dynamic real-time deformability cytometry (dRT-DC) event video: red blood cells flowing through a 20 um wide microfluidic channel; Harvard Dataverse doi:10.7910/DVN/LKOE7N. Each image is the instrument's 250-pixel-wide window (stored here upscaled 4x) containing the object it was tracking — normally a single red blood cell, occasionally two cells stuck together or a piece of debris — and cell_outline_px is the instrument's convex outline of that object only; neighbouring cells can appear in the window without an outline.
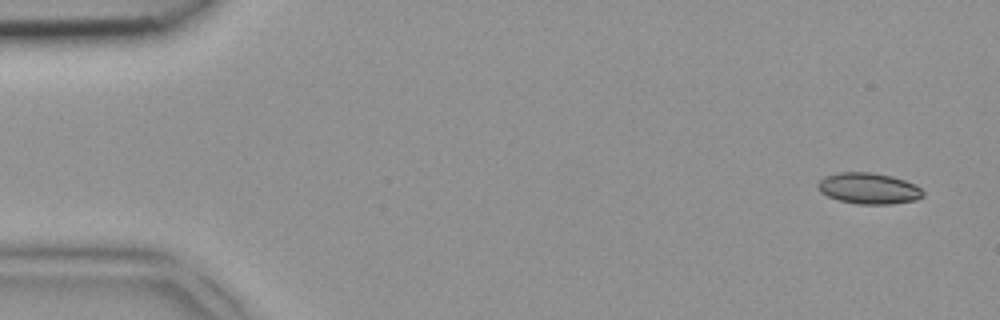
{"species": "common noctule bat (a hibernating species)", "species_latin": "Nyctalus noctula", "temperature_condition": "room temperature", "stored_images_in_passage": 5, "camera_frame_rate_fps": 3000, "um_per_image_px": 0.085, "animal": {"sex": "female", "body_mass_g": 18.4}, "frame": {"image": 1, "passage_image": 1, "time_ms": 0.0, "image_size_px": [1000, 320], "cell_outline_px": [[924, 196], [916, 200], [888, 204], [860, 204], [840, 200], [828, 196], [820, 192], [816, 184], [824, 176], [836, 172], [872, 172], [892, 176], [904, 180], [920, 188], [924, 192]], "centroid_in_image_um": [73.81, 16.0], "position_along_channel_um": 11.2, "area_um2": 19.02}}
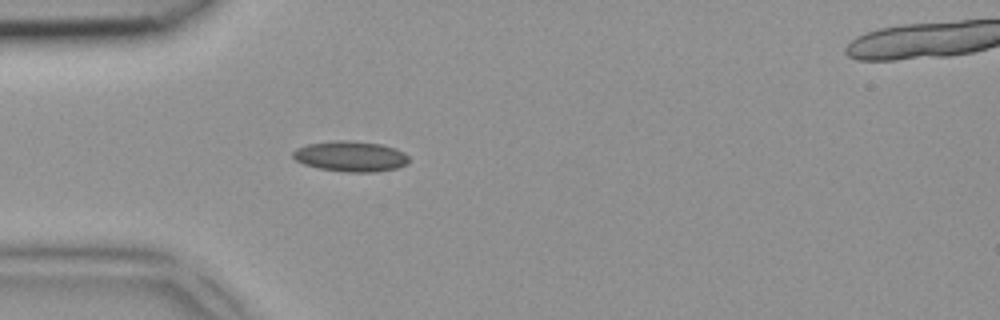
{"frame": {"image": 2, "passage_image": 4, "time_ms": 1.0, "image_size_px": [1000, 320], "cell_outline_px": [[408, 164], [396, 168], [376, 172], [348, 172], [320, 168], [304, 164], [296, 160], [292, 156], [292, 152], [296, 148], [308, 144], [336, 140], [348, 140], [380, 144], [396, 148], [404, 152], [408, 156]], "centroid_in_image_um": [29.81, 13.28], "position_along_channel_um": 55.2, "area_um2": 20.58}}